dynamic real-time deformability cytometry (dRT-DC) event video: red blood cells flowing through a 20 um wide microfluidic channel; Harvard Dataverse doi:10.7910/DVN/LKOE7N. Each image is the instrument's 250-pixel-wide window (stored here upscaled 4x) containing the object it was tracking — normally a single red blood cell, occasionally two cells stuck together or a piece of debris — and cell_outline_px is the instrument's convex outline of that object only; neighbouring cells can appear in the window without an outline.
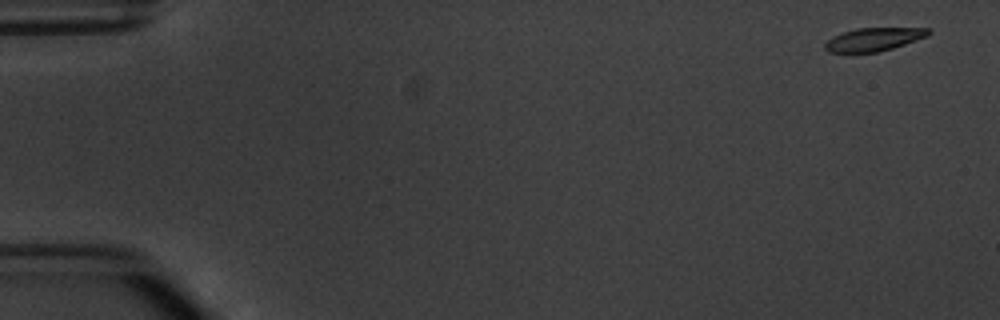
{"species": "common noctule bat (a hibernating species)", "species_latin": "Nyctalus noctula", "temperature_condition": "warm", "stored_images_in_passage": 5, "camera_frame_rate_fps": 3000, "um_per_image_px": 0.085, "animal": {"sex": "male", "body_mass_g": 20.1, "forearm_length_mm": 53.5}, "frame": {"image": 1, "passage_image": 1, "time_ms": 0.0, "image_size_px": [1000, 320], "cell_outline_px": [[932, 32], [928, 36], [892, 48], [876, 52], [828, 52], [824, 48], [824, 44], [832, 36], [856, 28], [928, 28]], "centroid_in_image_um": [74.26, 3.34], "position_along_channel_um": 10.7, "area_um2": 13.87}}
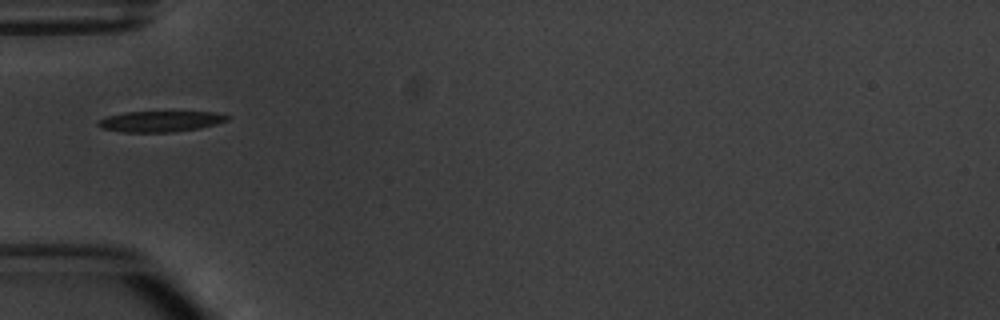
{"frame": {"image": 2, "passage_image": 5, "time_ms": 5.333, "image_size_px": [1000, 320], "cell_outline_px": [[232, 116], [228, 120], [216, 124], [200, 128], [172, 132], [120, 132], [100, 128], [96, 124], [96, 120], [108, 116], [124, 112], [216, 112]], "centroid_in_image_um": [13.61, 10.32], "position_along_channel_um": 71.4, "area_um2": 15.84}}